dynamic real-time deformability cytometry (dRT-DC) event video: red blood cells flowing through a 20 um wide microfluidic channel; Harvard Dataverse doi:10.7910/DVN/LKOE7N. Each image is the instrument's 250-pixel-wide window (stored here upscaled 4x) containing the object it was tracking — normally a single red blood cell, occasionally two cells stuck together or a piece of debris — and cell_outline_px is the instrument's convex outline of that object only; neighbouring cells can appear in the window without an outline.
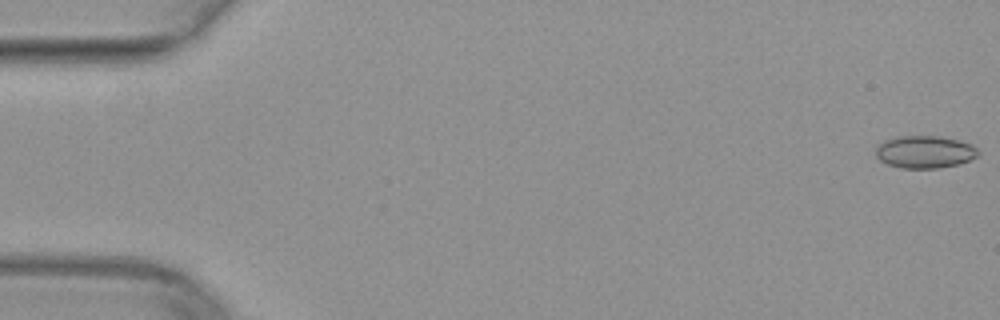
{"species": "common noctule bat (a hibernating species)", "species_latin": "Nyctalus noctula", "temperature_condition": "warm", "stored_images_in_passage": 10, "camera_frame_rate_fps": 3000, "um_per_image_px": 0.085, "animal": {"sex": "female", "body_mass_g": 29.2, "forearm_length_mm": 56.3}, "frame": {"image": 1, "passage_image": 1, "time_ms": 0.0, "image_size_px": [1000, 320], "cell_outline_px": [[980, 152], [976, 156], [960, 164], [940, 168], [900, 168], [888, 164], [880, 160], [876, 156], [876, 144], [884, 140], [900, 136], [940, 136], [972, 144]], "centroid_in_image_um": [78.58, 12.91], "position_along_channel_um": 6.4, "area_um2": 19.42}}